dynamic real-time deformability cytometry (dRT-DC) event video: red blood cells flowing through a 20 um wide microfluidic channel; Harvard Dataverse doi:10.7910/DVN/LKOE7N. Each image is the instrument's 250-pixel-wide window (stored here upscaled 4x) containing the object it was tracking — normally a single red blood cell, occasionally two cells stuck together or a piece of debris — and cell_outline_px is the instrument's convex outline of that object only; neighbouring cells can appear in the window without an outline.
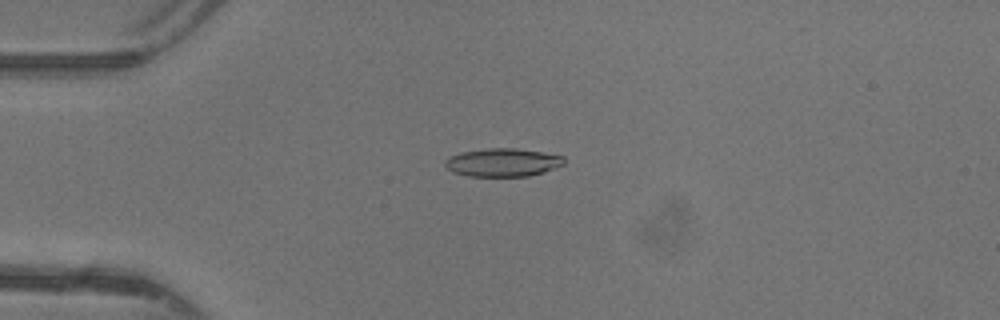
{"species": "common noctule bat (a hibernating species)", "species_latin": "Nyctalus noctula", "temperature_condition": "warm", "stored_images_in_passage": 48, "camera_frame_rate_fps": 3000, "um_per_image_px": 0.085, "animal": {"sex": "female"}, "frame": {"image": 1, "passage_image": 13, "time_ms": 4.0, "image_size_px": [1000, 320], "cell_outline_px": [[564, 164], [544, 172], [528, 176], [468, 176], [452, 172], [444, 164], [444, 160], [448, 156], [460, 152], [488, 148], [516, 148], [564, 156]], "centroid_in_image_um": [42.69, 13.8], "position_along_channel_um": 42.3, "area_um2": 19.59}}
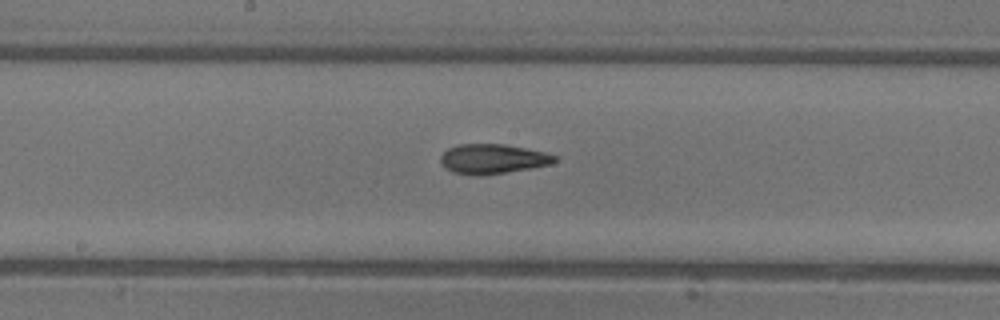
{"frame": {"image": 2, "passage_image": 26, "time_ms": 8.333, "image_size_px": [1000, 320], "cell_outline_px": [[556, 160], [552, 164], [532, 168], [480, 176], [472, 176], [452, 172], [440, 160], [440, 156], [448, 148], [456, 144], [504, 144], [544, 152], [556, 156]], "centroid_in_image_um": [41.87, 13.51], "position_along_channel_um": 206.3, "area_um2": 19.71}}
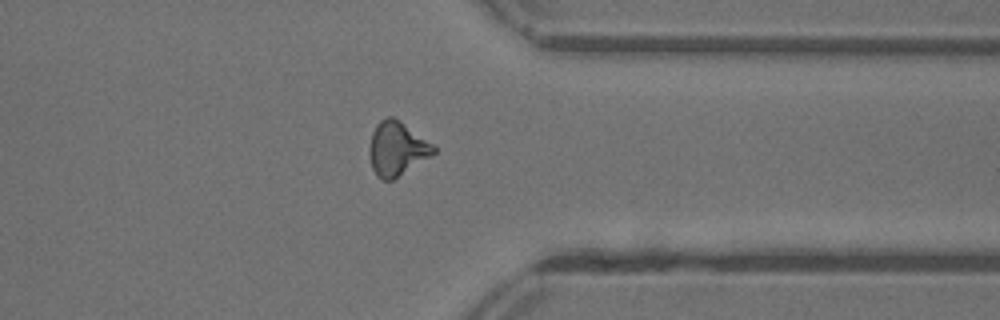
{"frame": {"image": 3, "passage_image": 38, "time_ms": 12.333, "image_size_px": [1000, 320], "cell_outline_px": [[436, 152], [432, 156], [392, 180], [384, 180], [376, 176], [372, 168], [368, 152], [368, 148], [372, 132], [376, 124], [380, 120], [388, 116], [392, 116], [432, 144], [436, 148]], "centroid_in_image_um": [33.7, 12.65], "position_along_channel_um": 377.7, "area_um2": 20.06}, "authors_computed_cell_mechanics": {"area_um2": 19.5364, "velocity_mm_per_s": 4.4052, "shape_relaxation_time_tau1_ms": 3.2992, "shape_relaxation_time_tau2_ms": 2.611, "deformation_change_tau1": 0.1486, "deformation_change_tau2": 0.1243}}